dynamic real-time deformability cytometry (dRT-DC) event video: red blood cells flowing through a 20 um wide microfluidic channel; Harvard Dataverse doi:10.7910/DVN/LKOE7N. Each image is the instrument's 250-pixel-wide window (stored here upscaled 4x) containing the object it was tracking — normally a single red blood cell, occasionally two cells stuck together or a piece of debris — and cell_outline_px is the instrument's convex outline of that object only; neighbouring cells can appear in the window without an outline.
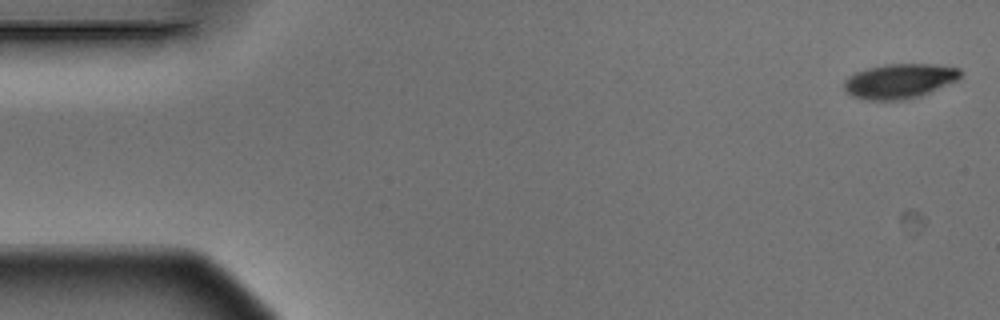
{"species": "Egyptian fruit bat (a non-hibernating species)", "species_latin": "Rousettus aegyptiacus", "temperature_condition": "warm", "stored_images_in_passage": 5, "camera_frame_rate_fps": 3000, "um_per_image_px": 0.085, "animal": {"sex": "male"}, "frame": {"image": 1, "passage_image": 1, "time_ms": 0.0, "image_size_px": [1000, 320], "cell_outline_px": [[960, 76], [956, 80], [920, 96], [904, 100], [868, 100], [852, 96], [844, 88], [844, 80], [848, 76], [856, 72], [868, 68], [888, 64], [936, 64], [960, 68]], "centroid_in_image_um": [76.44, 6.89], "position_along_channel_um": 8.6, "area_um2": 23.35}}